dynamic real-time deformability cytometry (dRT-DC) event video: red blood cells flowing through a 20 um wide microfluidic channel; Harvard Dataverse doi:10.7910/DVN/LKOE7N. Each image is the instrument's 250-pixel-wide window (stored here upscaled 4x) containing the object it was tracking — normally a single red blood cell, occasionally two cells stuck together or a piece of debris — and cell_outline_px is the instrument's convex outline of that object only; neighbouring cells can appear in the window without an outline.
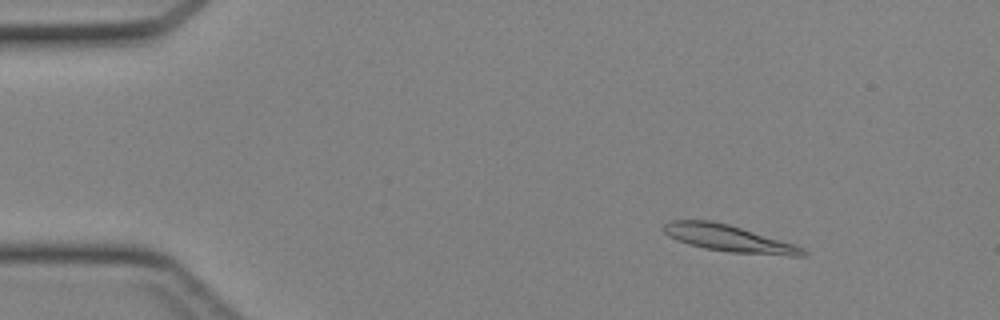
{"species": "Egyptian fruit bat (a non-hibernating species)", "species_latin": "Rousettus aegyptiacus", "temperature_condition": "cold", "stored_images_in_passage": 44, "camera_frame_rate_fps": 3000, "um_per_image_px": 0.085, "animal": {"sex": "female"}, "frame": {"image": 1, "passage_image": 6, "time_ms": 1.667, "image_size_px": [1000, 320], "cell_outline_px": [[808, 256], [788, 256], [732, 252], [704, 248], [688, 244], [676, 240], [668, 236], [664, 232], [664, 224], [668, 220], [712, 220], [728, 224], [792, 244], [804, 248], [808, 252]], "centroid_in_image_um": [61.92, 20.26], "position_along_channel_um": 23.1, "area_um2": 21.5}}
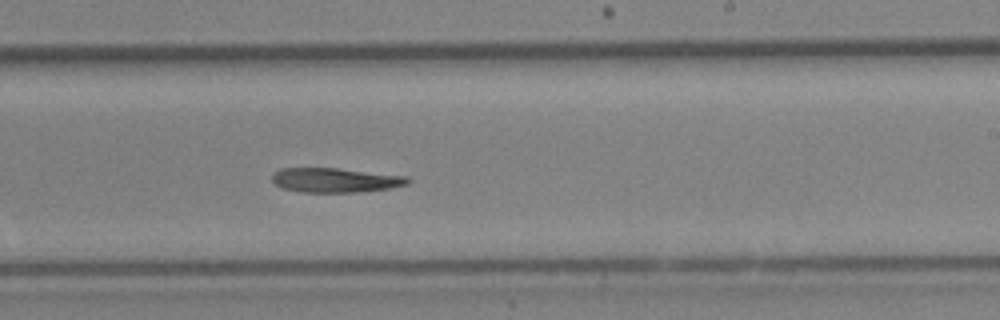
{"frame": {"image": 2, "passage_image": 27, "time_ms": 8.667, "image_size_px": [1000, 320], "cell_outline_px": [[412, 180], [408, 184], [388, 188], [356, 192], [300, 192], [280, 188], [272, 180], [272, 172], [280, 168], [336, 168], [408, 176]], "centroid_in_image_um": [28.47, 15.31], "position_along_channel_um": 260.5, "area_um2": 19.42}}
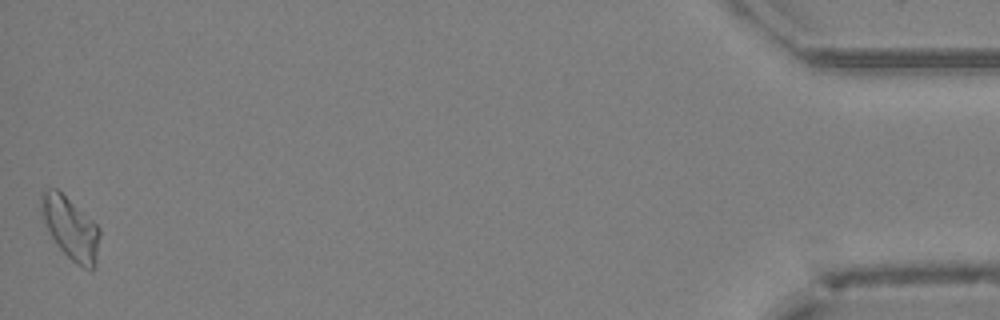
{"frame": {"image": 3, "passage_image": 44, "time_ms": 14.333, "image_size_px": [1000, 320], "cell_outline_px": [[100, 236], [96, 264], [92, 272], [76, 264], [60, 248], [52, 236], [40, 216], [40, 196], [44, 188], [56, 188], [92, 220], [100, 228]], "centroid_in_image_um": [5.99, 19.39], "position_along_channel_um": 429.2, "area_um2": 21.27}}